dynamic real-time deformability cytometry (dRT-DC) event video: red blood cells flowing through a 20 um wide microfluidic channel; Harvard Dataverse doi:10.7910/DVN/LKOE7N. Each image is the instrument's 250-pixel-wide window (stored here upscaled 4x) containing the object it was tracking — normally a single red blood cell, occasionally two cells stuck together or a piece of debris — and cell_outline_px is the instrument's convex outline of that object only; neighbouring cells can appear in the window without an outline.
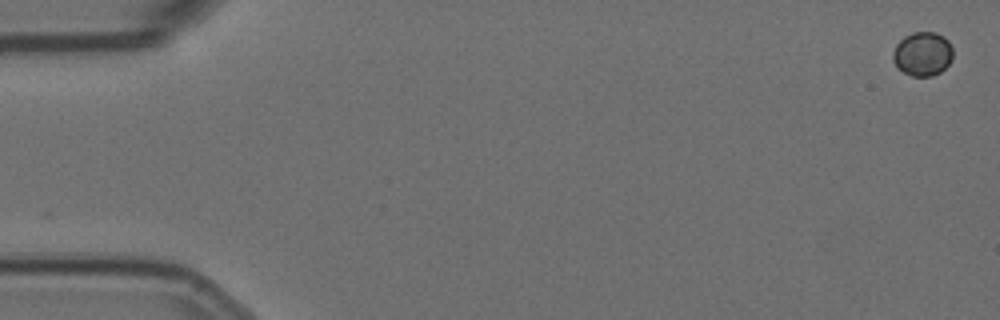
{"species": "Egyptian fruit bat (a non-hibernating species)", "species_latin": "Rousettus aegyptiacus", "temperature_condition": "room temperature", "stored_images_in_passage": 5, "camera_frame_rate_fps": 3000, "um_per_image_px": 0.085, "animal": {"sex": "female"}, "frame": {"image": 1, "passage_image": 1, "time_ms": 0.0, "image_size_px": [1000, 320], "cell_outline_px": [[952, 60], [940, 72], [932, 76], [912, 76], [896, 68], [892, 60], [892, 52], [896, 44], [904, 36], [912, 32], [936, 32], [944, 36], [948, 40], [952, 48]], "centroid_in_image_um": [78.4, 4.57], "position_along_channel_um": 6.6, "area_um2": 15.61}}
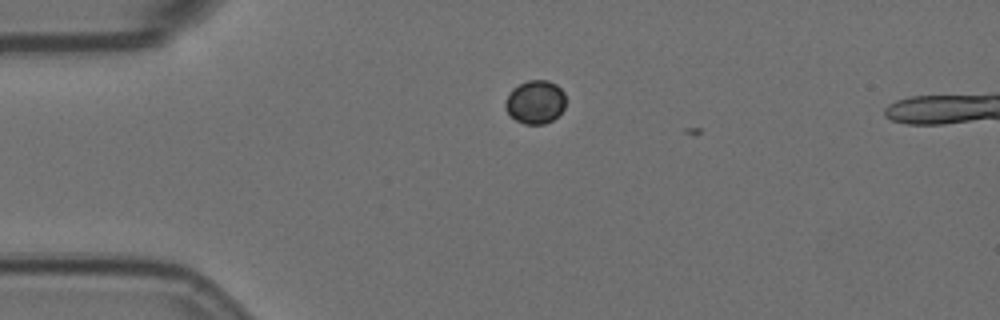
{"frame": {"image": 2, "passage_image": 4, "time_ms": 1.0, "image_size_px": [1000, 320], "cell_outline_px": [[564, 108], [552, 120], [544, 124], [524, 124], [516, 120], [508, 112], [504, 104], [512, 88], [528, 80], [548, 80], [556, 84], [564, 92]], "centroid_in_image_um": [45.5, 8.66], "position_along_channel_um": 39.5, "area_um2": 15.09}}